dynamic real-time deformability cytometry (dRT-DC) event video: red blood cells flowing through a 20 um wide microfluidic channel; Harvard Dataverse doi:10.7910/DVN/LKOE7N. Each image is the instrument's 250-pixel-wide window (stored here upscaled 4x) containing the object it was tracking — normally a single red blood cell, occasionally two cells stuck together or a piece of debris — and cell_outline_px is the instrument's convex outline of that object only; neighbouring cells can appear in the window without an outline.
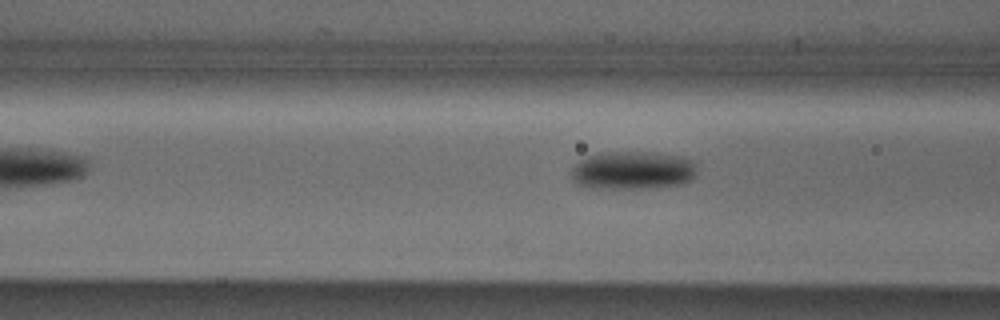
{"species": "Egyptian fruit bat (a non-hibernating species)", "species_latin": "Rousettus aegyptiacus", "temperature_condition": "cold", "stored_images_in_passage": 5, "camera_frame_rate_fps": 3000, "um_per_image_px": 0.085, "animal": {"sex": "male"}, "frame": {"image": 1, "passage_image": 4, "time_ms": 1.0, "image_size_px": [1000, 320], "cell_outline_px": [[692, 180], [684, 184], [640, 188], [592, 188], [576, 184], [572, 180], [572, 168], [580, 160], [596, 152], [648, 152], [680, 156], [692, 160]], "centroid_in_image_um": [53.7, 14.48], "position_along_channel_um": 112.9, "area_um2": 27.69}}
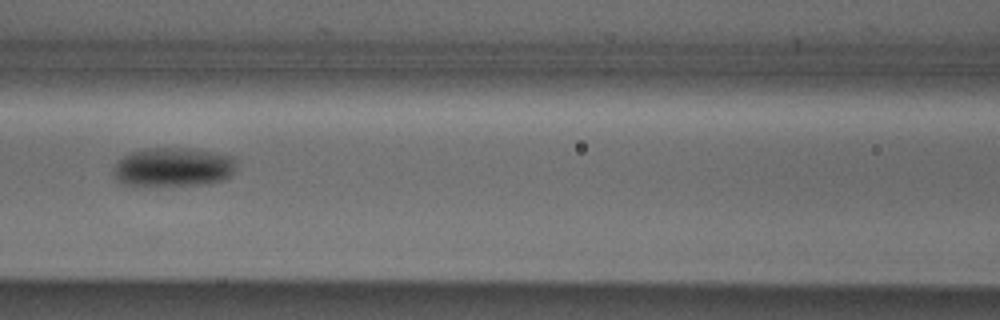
{"frame": {"image": 2, "passage_image": 5, "time_ms": 1.333, "image_size_px": [1000, 320], "cell_outline_px": [[236, 168], [232, 176], [224, 180], [212, 184], [124, 184], [116, 180], [116, 164], [124, 156], [132, 152], [144, 148], [192, 148], [232, 156], [236, 160]], "centroid_in_image_um": [14.83, 14.18], "position_along_channel_um": 151.8, "area_um2": 27.57}}